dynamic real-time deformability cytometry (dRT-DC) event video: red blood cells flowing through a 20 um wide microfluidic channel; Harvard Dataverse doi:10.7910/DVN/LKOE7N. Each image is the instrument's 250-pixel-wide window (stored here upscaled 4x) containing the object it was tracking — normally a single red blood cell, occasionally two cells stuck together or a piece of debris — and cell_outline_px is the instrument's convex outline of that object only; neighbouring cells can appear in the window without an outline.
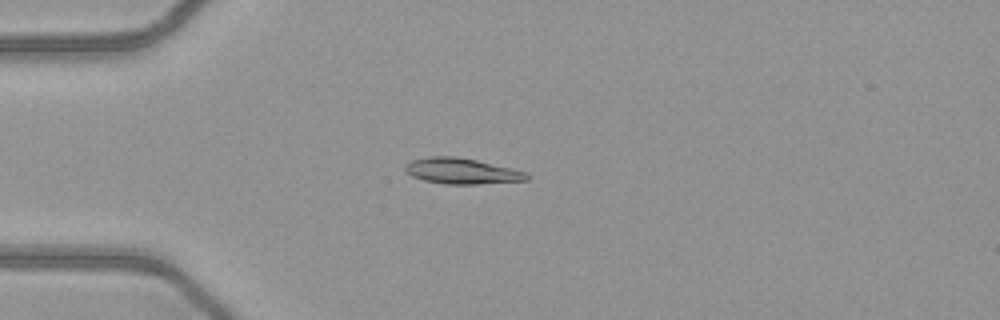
{"species": "common noctule bat (a hibernating species)", "species_latin": "Nyctalus noctula", "temperature_condition": "warm", "stored_images_in_passage": 50, "camera_frame_rate_fps": 3000, "um_per_image_px": 0.085, "animal": {"sex": "female", "body_mass_g": 21.9}, "frame": {"image": 1, "passage_image": 13, "time_ms": 4.0, "image_size_px": [1000, 320], "cell_outline_px": [[528, 180], [476, 184], [444, 184], [424, 180], [412, 176], [404, 172], [404, 164], [412, 160], [428, 156], [456, 156], [476, 160], [512, 168], [528, 172]], "centroid_in_image_um": [39.21, 14.53], "position_along_channel_um": 45.8, "area_um2": 18.38}}
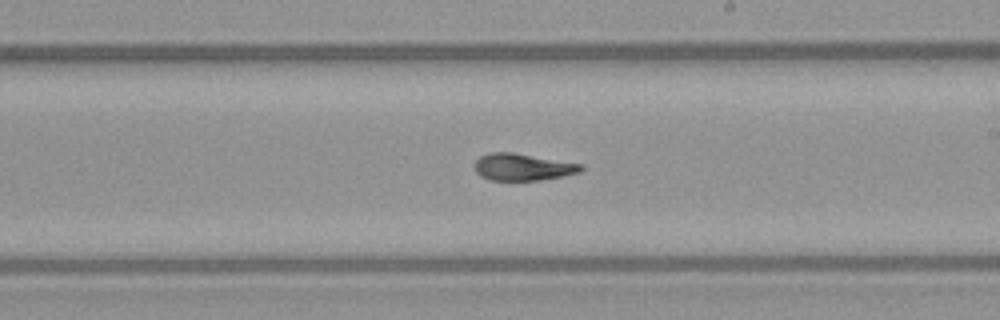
{"frame": {"image": 2, "passage_image": 29, "time_ms": 9.333, "image_size_px": [1000, 320], "cell_outline_px": [[584, 168], [580, 172], [564, 176], [540, 180], [492, 180], [480, 176], [476, 172], [476, 160], [480, 156], [492, 152], [512, 152], [584, 164]], "centroid_in_image_um": [44.47, 14.19], "position_along_channel_um": 244.5, "area_um2": 16.7}}
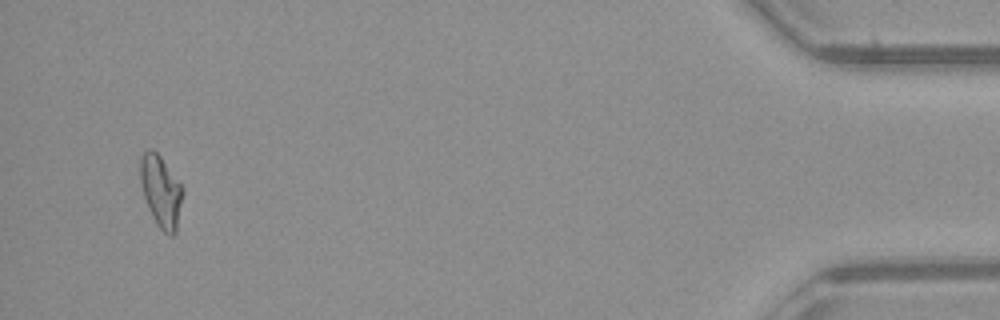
{"frame": {"image": 3, "passage_image": 48, "time_ms": 15.667, "image_size_px": [1000, 320], "cell_outline_px": [[184, 192], [176, 232], [172, 236], [168, 236], [156, 224], [148, 208], [140, 184], [140, 160], [144, 152], [148, 148], [152, 148], [160, 156], [184, 188]], "centroid_in_image_um": [13.69, 16.27], "position_along_channel_um": 421.5, "area_um2": 17.86}, "authors_computed_cell_mechanics": {"area_um2": 17.3978, "velocity_mm_per_s": 4.0806, "shape_relaxation_time_tau1_ms": 9.6813, "shape_relaxation_time_tau2_ms": 2.3224, "deformation_change_tau1": 0.2602, "deformation_change_tau2": 0.0748}}